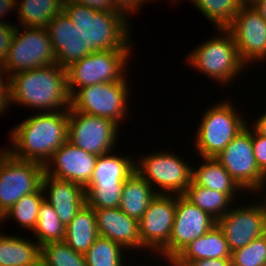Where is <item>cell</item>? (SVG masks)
<instances>
[{"label":"cell","instance_id":"obj_25","mask_svg":"<svg viewBox=\"0 0 266 266\" xmlns=\"http://www.w3.org/2000/svg\"><path fill=\"white\" fill-rule=\"evenodd\" d=\"M201 159L204 162L199 165V168L194 169L192 167V181L196 185L226 193L232 200L236 199V193L239 189L243 192V189L215 158Z\"/></svg>","mask_w":266,"mask_h":266},{"label":"cell","instance_id":"obj_23","mask_svg":"<svg viewBox=\"0 0 266 266\" xmlns=\"http://www.w3.org/2000/svg\"><path fill=\"white\" fill-rule=\"evenodd\" d=\"M41 246L0 232V266H41Z\"/></svg>","mask_w":266,"mask_h":266},{"label":"cell","instance_id":"obj_13","mask_svg":"<svg viewBox=\"0 0 266 266\" xmlns=\"http://www.w3.org/2000/svg\"><path fill=\"white\" fill-rule=\"evenodd\" d=\"M216 220L192 204L183 195H176V210L168 244L158 253L170 263L192 241L203 236Z\"/></svg>","mask_w":266,"mask_h":266},{"label":"cell","instance_id":"obj_10","mask_svg":"<svg viewBox=\"0 0 266 266\" xmlns=\"http://www.w3.org/2000/svg\"><path fill=\"white\" fill-rule=\"evenodd\" d=\"M135 170L158 194L183 195L192 181V165L174 152L159 151L135 159Z\"/></svg>","mask_w":266,"mask_h":266},{"label":"cell","instance_id":"obj_8","mask_svg":"<svg viewBox=\"0 0 266 266\" xmlns=\"http://www.w3.org/2000/svg\"><path fill=\"white\" fill-rule=\"evenodd\" d=\"M45 167L41 163L21 160L0 150V216L23 196L42 187Z\"/></svg>","mask_w":266,"mask_h":266},{"label":"cell","instance_id":"obj_19","mask_svg":"<svg viewBox=\"0 0 266 266\" xmlns=\"http://www.w3.org/2000/svg\"><path fill=\"white\" fill-rule=\"evenodd\" d=\"M98 234L127 249H141L139 221L118 208L94 209Z\"/></svg>","mask_w":266,"mask_h":266},{"label":"cell","instance_id":"obj_7","mask_svg":"<svg viewBox=\"0 0 266 266\" xmlns=\"http://www.w3.org/2000/svg\"><path fill=\"white\" fill-rule=\"evenodd\" d=\"M16 28L3 71L8 77L22 71L56 64V54L46 28ZM22 31V32H21Z\"/></svg>","mask_w":266,"mask_h":266},{"label":"cell","instance_id":"obj_20","mask_svg":"<svg viewBox=\"0 0 266 266\" xmlns=\"http://www.w3.org/2000/svg\"><path fill=\"white\" fill-rule=\"evenodd\" d=\"M42 189L44 192L49 189V198L45 195V200L53 207L65 227L85 205V189L77 183L57 179L44 173Z\"/></svg>","mask_w":266,"mask_h":266},{"label":"cell","instance_id":"obj_38","mask_svg":"<svg viewBox=\"0 0 266 266\" xmlns=\"http://www.w3.org/2000/svg\"><path fill=\"white\" fill-rule=\"evenodd\" d=\"M146 1L147 0H111V3L115 11L129 18L128 16L133 13L135 14V12L137 13V10L144 6L143 4H145Z\"/></svg>","mask_w":266,"mask_h":266},{"label":"cell","instance_id":"obj_43","mask_svg":"<svg viewBox=\"0 0 266 266\" xmlns=\"http://www.w3.org/2000/svg\"><path fill=\"white\" fill-rule=\"evenodd\" d=\"M253 129L261 136L266 137V112L263 113L253 124Z\"/></svg>","mask_w":266,"mask_h":266},{"label":"cell","instance_id":"obj_27","mask_svg":"<svg viewBox=\"0 0 266 266\" xmlns=\"http://www.w3.org/2000/svg\"><path fill=\"white\" fill-rule=\"evenodd\" d=\"M64 0L16 1L18 26L24 28H46L50 20L63 10Z\"/></svg>","mask_w":266,"mask_h":266},{"label":"cell","instance_id":"obj_3","mask_svg":"<svg viewBox=\"0 0 266 266\" xmlns=\"http://www.w3.org/2000/svg\"><path fill=\"white\" fill-rule=\"evenodd\" d=\"M63 11L87 42L89 54L115 49L132 50L128 29L130 20L120 12L97 11L71 0L63 1Z\"/></svg>","mask_w":266,"mask_h":266},{"label":"cell","instance_id":"obj_35","mask_svg":"<svg viewBox=\"0 0 266 266\" xmlns=\"http://www.w3.org/2000/svg\"><path fill=\"white\" fill-rule=\"evenodd\" d=\"M232 266H266V234L231 252Z\"/></svg>","mask_w":266,"mask_h":266},{"label":"cell","instance_id":"obj_45","mask_svg":"<svg viewBox=\"0 0 266 266\" xmlns=\"http://www.w3.org/2000/svg\"><path fill=\"white\" fill-rule=\"evenodd\" d=\"M242 6H254L259 0H239Z\"/></svg>","mask_w":266,"mask_h":266},{"label":"cell","instance_id":"obj_42","mask_svg":"<svg viewBox=\"0 0 266 266\" xmlns=\"http://www.w3.org/2000/svg\"><path fill=\"white\" fill-rule=\"evenodd\" d=\"M16 1L17 0H0V18H4L6 16V14H8V12L12 9L16 10L14 8H16ZM6 13V14H5ZM0 19V25H6L9 24L8 21H1Z\"/></svg>","mask_w":266,"mask_h":266},{"label":"cell","instance_id":"obj_15","mask_svg":"<svg viewBox=\"0 0 266 266\" xmlns=\"http://www.w3.org/2000/svg\"><path fill=\"white\" fill-rule=\"evenodd\" d=\"M176 210V195L157 194L139 221L141 249L159 253L169 242Z\"/></svg>","mask_w":266,"mask_h":266},{"label":"cell","instance_id":"obj_17","mask_svg":"<svg viewBox=\"0 0 266 266\" xmlns=\"http://www.w3.org/2000/svg\"><path fill=\"white\" fill-rule=\"evenodd\" d=\"M97 158L98 155L88 153L67 140L44 165L45 173L85 187L92 177Z\"/></svg>","mask_w":266,"mask_h":266},{"label":"cell","instance_id":"obj_6","mask_svg":"<svg viewBox=\"0 0 266 266\" xmlns=\"http://www.w3.org/2000/svg\"><path fill=\"white\" fill-rule=\"evenodd\" d=\"M130 52V49H115L90 53L70 64L66 68L69 94L85 86L123 81L127 76Z\"/></svg>","mask_w":266,"mask_h":266},{"label":"cell","instance_id":"obj_18","mask_svg":"<svg viewBox=\"0 0 266 266\" xmlns=\"http://www.w3.org/2000/svg\"><path fill=\"white\" fill-rule=\"evenodd\" d=\"M46 29L59 66L67 68L89 54L87 42L63 10L48 22Z\"/></svg>","mask_w":266,"mask_h":266},{"label":"cell","instance_id":"obj_5","mask_svg":"<svg viewBox=\"0 0 266 266\" xmlns=\"http://www.w3.org/2000/svg\"><path fill=\"white\" fill-rule=\"evenodd\" d=\"M205 111L195 132V146L200 158H214L246 127L247 122L231 101L215 103Z\"/></svg>","mask_w":266,"mask_h":266},{"label":"cell","instance_id":"obj_39","mask_svg":"<svg viewBox=\"0 0 266 266\" xmlns=\"http://www.w3.org/2000/svg\"><path fill=\"white\" fill-rule=\"evenodd\" d=\"M5 72L0 68V115L3 114L7 108H10V88H9V77L7 81H3V75ZM9 103V104H8Z\"/></svg>","mask_w":266,"mask_h":266},{"label":"cell","instance_id":"obj_46","mask_svg":"<svg viewBox=\"0 0 266 266\" xmlns=\"http://www.w3.org/2000/svg\"><path fill=\"white\" fill-rule=\"evenodd\" d=\"M263 60H266V46H265L263 54L256 61L259 62V61H263Z\"/></svg>","mask_w":266,"mask_h":266},{"label":"cell","instance_id":"obj_4","mask_svg":"<svg viewBox=\"0 0 266 266\" xmlns=\"http://www.w3.org/2000/svg\"><path fill=\"white\" fill-rule=\"evenodd\" d=\"M216 30L220 35L207 39L192 50L187 62L191 68L195 67L220 85H229L247 66L239 57L232 33L227 28Z\"/></svg>","mask_w":266,"mask_h":266},{"label":"cell","instance_id":"obj_24","mask_svg":"<svg viewBox=\"0 0 266 266\" xmlns=\"http://www.w3.org/2000/svg\"><path fill=\"white\" fill-rule=\"evenodd\" d=\"M135 159L132 155L119 156L111 152L98 156L92 177L86 186L124 184L135 171Z\"/></svg>","mask_w":266,"mask_h":266},{"label":"cell","instance_id":"obj_40","mask_svg":"<svg viewBox=\"0 0 266 266\" xmlns=\"http://www.w3.org/2000/svg\"><path fill=\"white\" fill-rule=\"evenodd\" d=\"M80 5L88 6L97 11H115L111 0H71Z\"/></svg>","mask_w":266,"mask_h":266},{"label":"cell","instance_id":"obj_30","mask_svg":"<svg viewBox=\"0 0 266 266\" xmlns=\"http://www.w3.org/2000/svg\"><path fill=\"white\" fill-rule=\"evenodd\" d=\"M66 227L59 220L53 207L44 200L39 207L34 237L42 246L51 242L63 241Z\"/></svg>","mask_w":266,"mask_h":266},{"label":"cell","instance_id":"obj_36","mask_svg":"<svg viewBox=\"0 0 266 266\" xmlns=\"http://www.w3.org/2000/svg\"><path fill=\"white\" fill-rule=\"evenodd\" d=\"M252 129V146L255 160L260 171L266 176V137Z\"/></svg>","mask_w":266,"mask_h":266},{"label":"cell","instance_id":"obj_32","mask_svg":"<svg viewBox=\"0 0 266 266\" xmlns=\"http://www.w3.org/2000/svg\"><path fill=\"white\" fill-rule=\"evenodd\" d=\"M215 28H227L241 9L239 0H191Z\"/></svg>","mask_w":266,"mask_h":266},{"label":"cell","instance_id":"obj_41","mask_svg":"<svg viewBox=\"0 0 266 266\" xmlns=\"http://www.w3.org/2000/svg\"><path fill=\"white\" fill-rule=\"evenodd\" d=\"M188 266H232V263L231 258H210L195 260Z\"/></svg>","mask_w":266,"mask_h":266},{"label":"cell","instance_id":"obj_31","mask_svg":"<svg viewBox=\"0 0 266 266\" xmlns=\"http://www.w3.org/2000/svg\"><path fill=\"white\" fill-rule=\"evenodd\" d=\"M125 248L108 238L98 236L84 254L87 266H125ZM124 263V264H123Z\"/></svg>","mask_w":266,"mask_h":266},{"label":"cell","instance_id":"obj_34","mask_svg":"<svg viewBox=\"0 0 266 266\" xmlns=\"http://www.w3.org/2000/svg\"><path fill=\"white\" fill-rule=\"evenodd\" d=\"M124 184L85 186V204L93 209L118 208Z\"/></svg>","mask_w":266,"mask_h":266},{"label":"cell","instance_id":"obj_33","mask_svg":"<svg viewBox=\"0 0 266 266\" xmlns=\"http://www.w3.org/2000/svg\"><path fill=\"white\" fill-rule=\"evenodd\" d=\"M41 266H87L84 254L76 252L63 241L41 246Z\"/></svg>","mask_w":266,"mask_h":266},{"label":"cell","instance_id":"obj_22","mask_svg":"<svg viewBox=\"0 0 266 266\" xmlns=\"http://www.w3.org/2000/svg\"><path fill=\"white\" fill-rule=\"evenodd\" d=\"M136 170L124 182L119 208L130 218L140 221L150 201L158 194Z\"/></svg>","mask_w":266,"mask_h":266},{"label":"cell","instance_id":"obj_21","mask_svg":"<svg viewBox=\"0 0 266 266\" xmlns=\"http://www.w3.org/2000/svg\"><path fill=\"white\" fill-rule=\"evenodd\" d=\"M210 258H231L225 235L217 224L203 236L192 241L169 264L188 266L195 260Z\"/></svg>","mask_w":266,"mask_h":266},{"label":"cell","instance_id":"obj_1","mask_svg":"<svg viewBox=\"0 0 266 266\" xmlns=\"http://www.w3.org/2000/svg\"><path fill=\"white\" fill-rule=\"evenodd\" d=\"M68 122V110L31 115L11 130L13 147L4 149L15 158L46 165L68 140Z\"/></svg>","mask_w":266,"mask_h":266},{"label":"cell","instance_id":"obj_37","mask_svg":"<svg viewBox=\"0 0 266 266\" xmlns=\"http://www.w3.org/2000/svg\"><path fill=\"white\" fill-rule=\"evenodd\" d=\"M16 28L14 23L0 25V68H3Z\"/></svg>","mask_w":266,"mask_h":266},{"label":"cell","instance_id":"obj_26","mask_svg":"<svg viewBox=\"0 0 266 266\" xmlns=\"http://www.w3.org/2000/svg\"><path fill=\"white\" fill-rule=\"evenodd\" d=\"M98 236L95 210L85 204L66 226L64 241L76 252L85 254Z\"/></svg>","mask_w":266,"mask_h":266},{"label":"cell","instance_id":"obj_14","mask_svg":"<svg viewBox=\"0 0 266 266\" xmlns=\"http://www.w3.org/2000/svg\"><path fill=\"white\" fill-rule=\"evenodd\" d=\"M261 203L230 209L216 221L232 252L266 234V197Z\"/></svg>","mask_w":266,"mask_h":266},{"label":"cell","instance_id":"obj_16","mask_svg":"<svg viewBox=\"0 0 266 266\" xmlns=\"http://www.w3.org/2000/svg\"><path fill=\"white\" fill-rule=\"evenodd\" d=\"M234 37L241 61L247 65L263 54L266 46V22L253 6H242L227 27Z\"/></svg>","mask_w":266,"mask_h":266},{"label":"cell","instance_id":"obj_28","mask_svg":"<svg viewBox=\"0 0 266 266\" xmlns=\"http://www.w3.org/2000/svg\"><path fill=\"white\" fill-rule=\"evenodd\" d=\"M183 196L216 221L231 209L230 205L233 203L232 201H235L226 193L196 185L193 181H191Z\"/></svg>","mask_w":266,"mask_h":266},{"label":"cell","instance_id":"obj_11","mask_svg":"<svg viewBox=\"0 0 266 266\" xmlns=\"http://www.w3.org/2000/svg\"><path fill=\"white\" fill-rule=\"evenodd\" d=\"M248 126L246 125L214 158L223 165L244 192L249 190L265 194L266 176L257 166L252 146V130Z\"/></svg>","mask_w":266,"mask_h":266},{"label":"cell","instance_id":"obj_44","mask_svg":"<svg viewBox=\"0 0 266 266\" xmlns=\"http://www.w3.org/2000/svg\"><path fill=\"white\" fill-rule=\"evenodd\" d=\"M253 7L260 13L261 17L266 22V0H259Z\"/></svg>","mask_w":266,"mask_h":266},{"label":"cell","instance_id":"obj_29","mask_svg":"<svg viewBox=\"0 0 266 266\" xmlns=\"http://www.w3.org/2000/svg\"><path fill=\"white\" fill-rule=\"evenodd\" d=\"M45 200L42 187L31 194L21 197L1 218L14 219L25 229L33 232L37 224L39 207Z\"/></svg>","mask_w":266,"mask_h":266},{"label":"cell","instance_id":"obj_9","mask_svg":"<svg viewBox=\"0 0 266 266\" xmlns=\"http://www.w3.org/2000/svg\"><path fill=\"white\" fill-rule=\"evenodd\" d=\"M127 81L124 79L78 88L70 95V109L108 118L119 125L127 116Z\"/></svg>","mask_w":266,"mask_h":266},{"label":"cell","instance_id":"obj_12","mask_svg":"<svg viewBox=\"0 0 266 266\" xmlns=\"http://www.w3.org/2000/svg\"><path fill=\"white\" fill-rule=\"evenodd\" d=\"M68 141L98 156L112 152L119 126L111 119L69 109Z\"/></svg>","mask_w":266,"mask_h":266},{"label":"cell","instance_id":"obj_2","mask_svg":"<svg viewBox=\"0 0 266 266\" xmlns=\"http://www.w3.org/2000/svg\"><path fill=\"white\" fill-rule=\"evenodd\" d=\"M9 88L10 104L42 109L43 113L70 109L66 68L58 64L15 73L9 76Z\"/></svg>","mask_w":266,"mask_h":266}]
</instances>
